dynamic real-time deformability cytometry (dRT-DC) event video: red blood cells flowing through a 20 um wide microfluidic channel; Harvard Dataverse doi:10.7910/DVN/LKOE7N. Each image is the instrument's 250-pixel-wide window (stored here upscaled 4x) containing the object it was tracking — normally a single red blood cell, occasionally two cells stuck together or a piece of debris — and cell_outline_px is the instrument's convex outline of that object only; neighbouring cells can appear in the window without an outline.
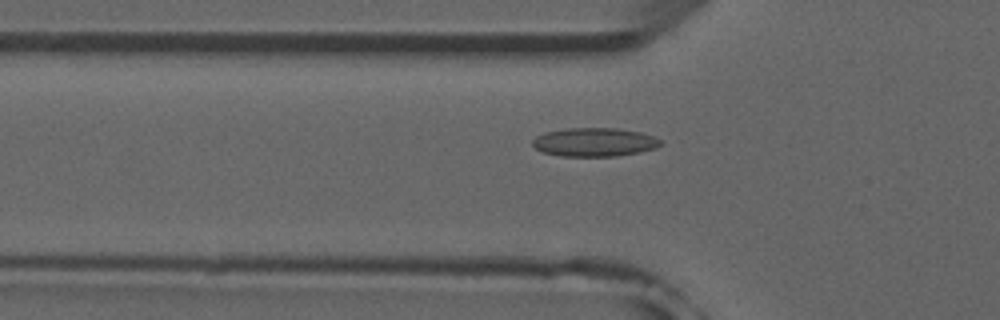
{"species": "common noctule bat (a hibernating species)", "species_latin": "Nyctalus noctula", "temperature_condition": "room temperature", "stored_images_in_passage": 52, "camera_frame_rate_fps": 3000, "um_per_image_px": 0.085, "animal": {"sex": "male", "forearm_length_mm": 52.5}, "frame": {"image": 1, "passage_image": 17, "time_ms": 5.333, "image_size_px": [1000, 320], "cell_outline_px": [[660, 144], [656, 148], [640, 152], [616, 156], [560, 156], [544, 152], [536, 148], [532, 144], [532, 140], [536, 136], [544, 132], [568, 128], [616, 128], [640, 132], [652, 136], [660, 140]], "centroid_in_image_um": [50.5, 12.08], "position_along_channel_um": 75.3, "area_um2": 21.27}}
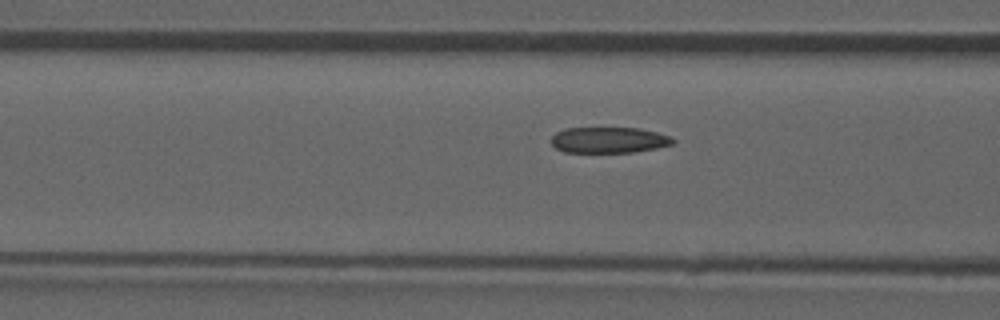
{"frame": {"image": 2, "passage_image": 20, "time_ms": 6.333, "image_size_px": [1000, 320], "cell_outline_px": [[676, 140], [672, 144], [656, 148], [636, 152], [564, 152], [556, 148], [552, 144], [552, 136], [556, 132], [564, 128], [640, 128], [672, 136]], "centroid_in_image_um": [51.77, 11.9], "position_along_channel_um": 114.8, "area_um2": 18.44}}
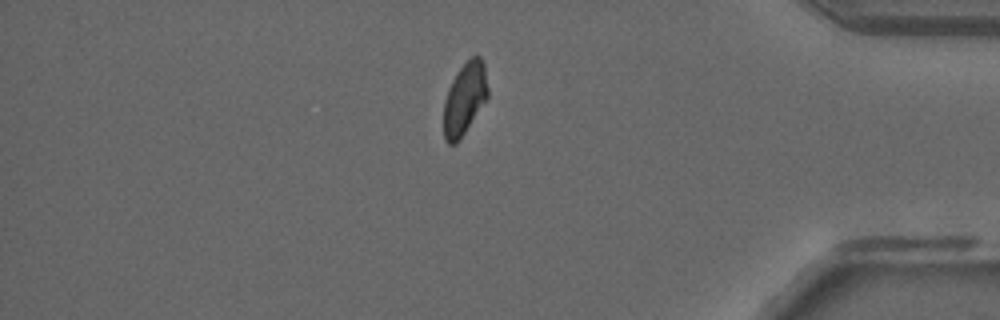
{"frame": {"image": 3, "passage_image": 44, "time_ms": 14.333, "image_size_px": [1000, 320], "cell_outline_px": [[488, 96], [456, 144], [448, 144], [444, 140], [444, 100], [448, 88], [456, 72], [472, 56], [480, 56], [484, 60], [488, 88]], "centroid_in_image_um": [39.49, 8.36], "position_along_channel_um": 395.7, "area_um2": 18.38}, "authors_computed_cell_mechanics": {"area_um2": 19.6809, "velocity_mm_per_s": 3.9101, "shape_relaxation_time_tau1_ms": null, "shape_relaxation_time_tau2_ms": 1.9393, "deformation_change_tau1": null, "deformation_change_tau2": 0.0804}}